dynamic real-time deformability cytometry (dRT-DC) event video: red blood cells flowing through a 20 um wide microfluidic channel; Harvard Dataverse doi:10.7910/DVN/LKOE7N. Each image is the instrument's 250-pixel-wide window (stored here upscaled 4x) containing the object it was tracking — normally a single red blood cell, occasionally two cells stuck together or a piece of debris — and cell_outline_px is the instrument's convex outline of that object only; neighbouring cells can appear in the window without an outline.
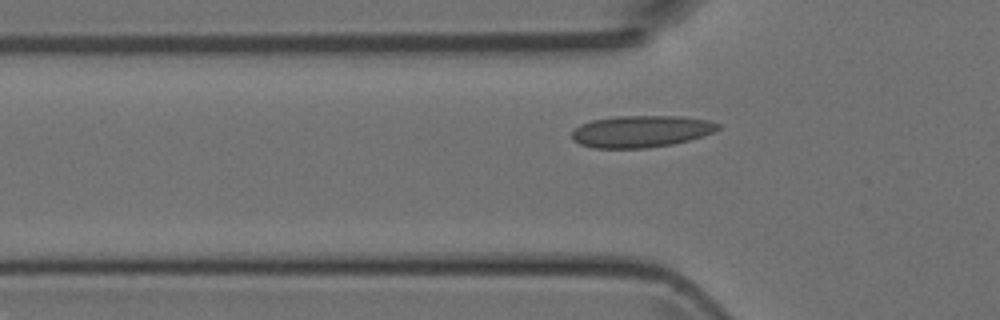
{"species": "Egyptian fruit bat (a non-hibernating species)", "species_latin": "Rousettus aegyptiacus", "temperature_condition": "room temperature", "stored_images_in_passage": 18, "camera_frame_rate_fps": 3000, "um_per_image_px": 0.085, "animal": {"sex": "female"}, "frame": {"image": 1, "passage_image": 12, "time_ms": 3.667, "image_size_px": [1000, 320], "cell_outline_px": [[720, 128], [704, 136], [672, 144], [648, 148], [592, 148], [580, 144], [572, 140], [572, 132], [580, 124], [592, 120], [616, 116], [680, 116], [708, 120], [720, 124]], "centroid_in_image_um": [54.48, 11.17], "position_along_channel_um": 71.3, "area_um2": 27.17}}
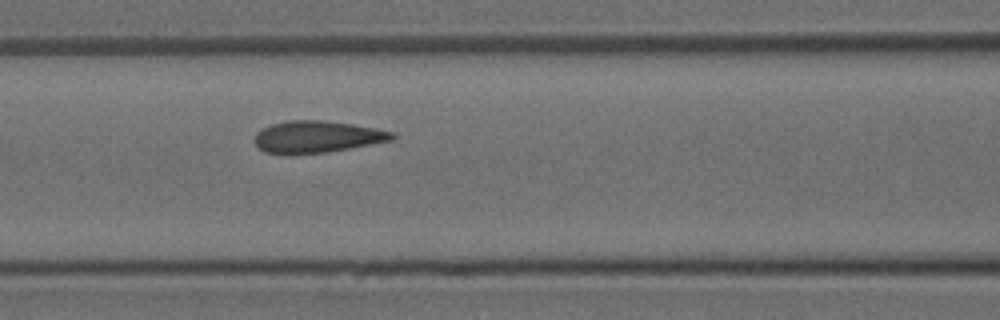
{"frame": {"image": 2, "passage_image": 17, "time_ms": 5.333, "image_size_px": [1000, 320], "cell_outline_px": [[396, 136], [392, 140], [328, 152], [288, 156], [264, 152], [252, 140], [256, 132], [272, 124], [292, 120], [324, 120], [352, 124], [392, 132]], "centroid_in_image_um": [26.87, 11.65], "position_along_channel_um": 139.7, "area_um2": 25.72}}